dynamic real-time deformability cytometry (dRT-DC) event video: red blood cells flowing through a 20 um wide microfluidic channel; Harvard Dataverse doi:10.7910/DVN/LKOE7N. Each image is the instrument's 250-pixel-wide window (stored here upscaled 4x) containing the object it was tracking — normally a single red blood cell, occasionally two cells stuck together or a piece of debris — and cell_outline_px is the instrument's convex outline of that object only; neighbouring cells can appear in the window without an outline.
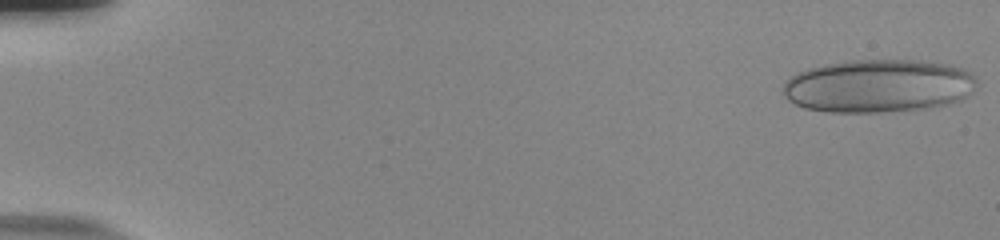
{"species": "human", "species_latin": "Homo sapiens", "temperature_condition": "room temperature", "stored_images_in_passage": 56, "camera_frame_rate_fps": 3000, "um_per_image_px": 0.085, "donor": {"sex": "male"}, "frame": {"image": 1, "passage_image": 1, "time_ms": 0.0, "image_size_px": [1000, 240], "cell_outline_px": [[972, 80], [960, 96], [956, 100], [940, 104], [916, 108], [876, 112], [828, 112], [808, 108], [796, 104], [788, 100], [784, 92], [784, 84], [792, 76], [800, 72], [812, 68], [828, 64], [852, 60], [912, 60], [940, 64], [960, 68], [968, 72], [972, 76]], "centroid_in_image_um": [74.48, 7.29], "position_along_channel_um": 10.5, "area_um2": 57.4}}
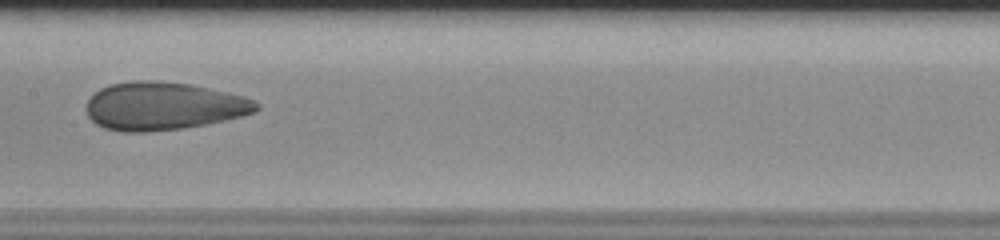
{"frame": {"image": 2, "passage_image": 30, "time_ms": 9.667, "image_size_px": [1000, 240], "cell_outline_px": [[260, 108], [252, 112], [240, 116], [224, 120], [204, 124], [180, 128], [144, 132], [120, 132], [104, 128], [96, 124], [88, 116], [88, 100], [100, 88], [112, 84], [132, 80], [152, 80], [192, 84], [244, 96], [260, 104]], "centroid_in_image_um": [13.87, 9.01], "position_along_channel_um": 193.5, "area_um2": 47.22}}
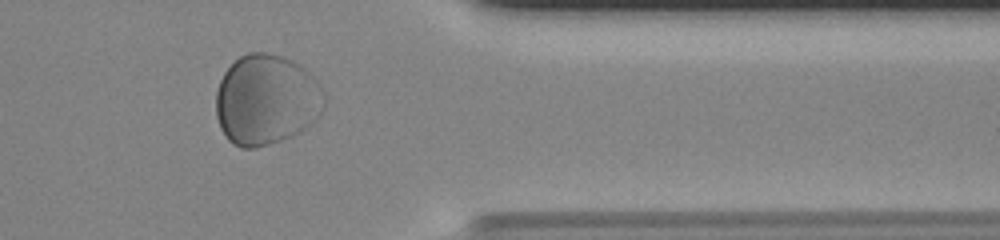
{"frame": {"image": 3, "passage_image": 47, "time_ms": 15.333, "image_size_px": [1000, 240], "cell_outline_px": [[320, 112], [308, 124], [296, 132], [280, 140], [256, 148], [240, 148], [232, 144], [228, 140], [220, 128], [216, 116], [216, 92], [220, 80], [224, 72], [240, 56], [248, 52], [268, 52], [284, 56], [292, 60], [308, 72], [316, 80]], "centroid_in_image_um": [22.51, 8.47], "position_along_channel_um": 388.9, "area_um2": 55.83}, "authors_computed_cell_mechanics": {"area_um2": 49.0722, "velocity_mm_per_s": 3.6288, "shape_relaxation_time_tau1_ms": 9.052, "shape_relaxation_time_tau2_ms": null, "deformation_change_tau1": 0.1699, "deformation_change_tau2": null}}